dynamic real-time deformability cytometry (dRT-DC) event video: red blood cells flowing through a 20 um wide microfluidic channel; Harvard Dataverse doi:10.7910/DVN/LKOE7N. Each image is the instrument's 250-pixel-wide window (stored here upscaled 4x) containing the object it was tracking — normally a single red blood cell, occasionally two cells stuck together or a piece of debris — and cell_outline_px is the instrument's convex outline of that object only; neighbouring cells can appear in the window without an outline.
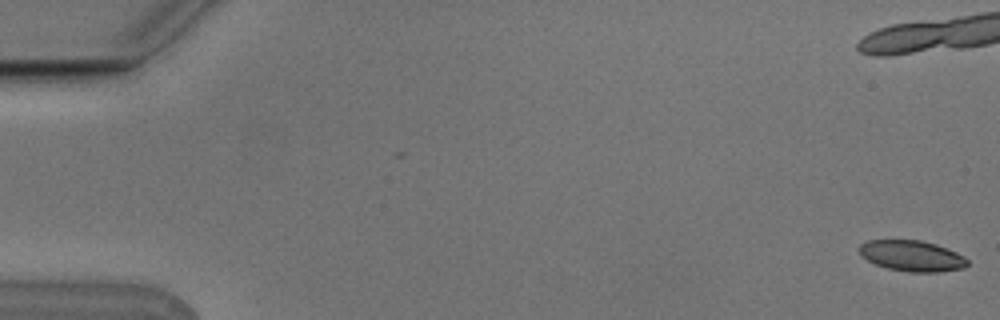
{"species": "Egyptian fruit bat (a non-hibernating species)", "species_latin": "Rousettus aegyptiacus", "temperature_condition": "cold", "stored_images_in_passage": 15, "camera_frame_rate_fps": 3000, "um_per_image_px": 0.085, "animal": {"sex": "male"}, "frame": {"image": 1, "passage_image": 1, "time_ms": 0.0, "image_size_px": [1000, 320], "cell_outline_px": [[968, 264], [964, 268], [936, 272], [908, 272], [888, 268], [876, 264], [860, 256], [856, 248], [860, 244], [868, 240], [920, 240], [936, 244], [956, 252], [964, 256], [968, 260]], "centroid_in_image_um": [77.48, 21.74], "position_along_channel_um": 7.5, "area_um2": 19.54}}
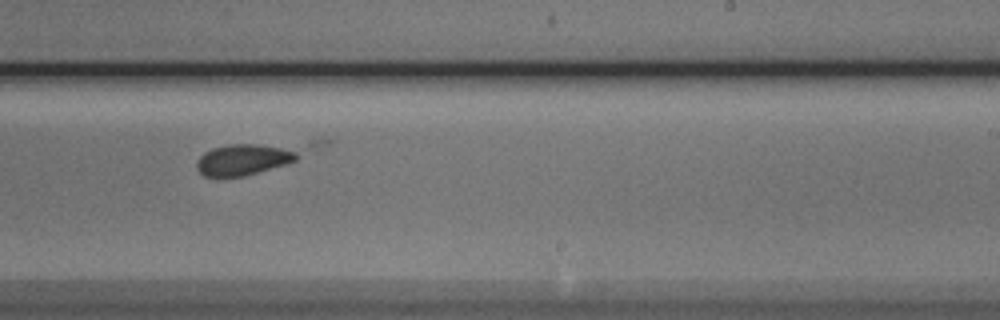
{"frame": {"image": 2, "passage_image": 11, "time_ms": 3.333, "image_size_px": [1000, 320], "cell_outline_px": [[332, 144], [288, 164], [244, 176], [204, 176], [196, 168], [196, 164], [200, 156], [204, 152], [212, 148], [228, 144], [312, 140], [332, 140]], "centroid_in_image_um": [21.65, 13.33], "position_along_channel_um": 267.3, "area_um2": 22.77}}
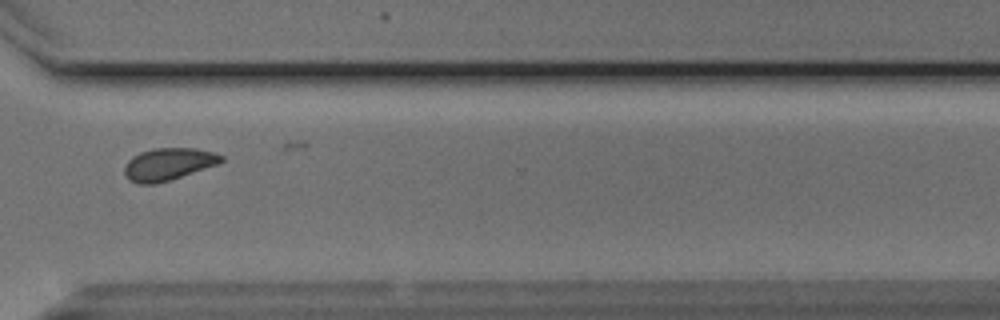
{"frame": {"image": 3, "passage_image": 13, "time_ms": 4.0, "image_size_px": [1000, 320], "cell_outline_px": [[224, 160], [220, 164], [156, 184], [140, 184], [128, 180], [124, 172], [124, 168], [128, 160], [132, 156], [140, 152], [152, 148], [196, 148], [212, 152], [224, 156]], "centroid_in_image_um": [14.31, 13.95], "position_along_channel_um": 356.3, "area_um2": 18.32}}